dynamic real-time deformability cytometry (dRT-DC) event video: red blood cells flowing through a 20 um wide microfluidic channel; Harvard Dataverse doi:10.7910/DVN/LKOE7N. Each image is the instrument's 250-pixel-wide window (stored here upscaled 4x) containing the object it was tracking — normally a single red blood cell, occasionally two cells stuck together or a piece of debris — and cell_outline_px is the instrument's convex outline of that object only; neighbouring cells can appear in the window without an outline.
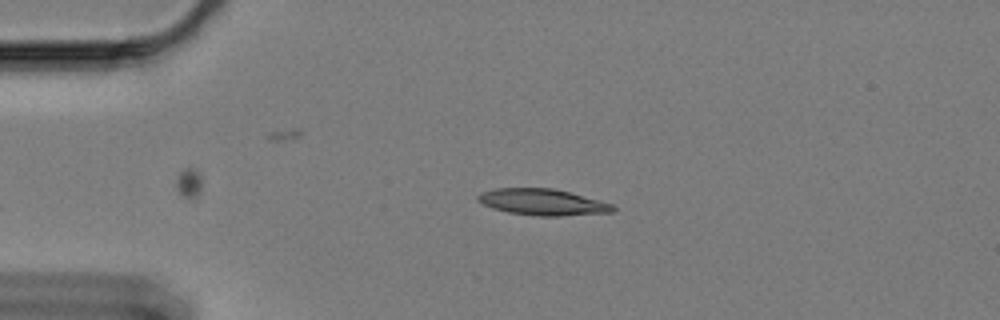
{"species": "Egyptian fruit bat (a non-hibernating species)", "species_latin": "Rousettus aegyptiacus", "temperature_condition": "cold", "stored_images_in_passage": 20, "camera_frame_rate_fps": 3000, "um_per_image_px": 0.085, "animal": {"sex": "female"}, "frame": {"image": 1, "passage_image": 1, "time_ms": 0.0, "image_size_px": [1000, 320], "cell_outline_px": [[616, 208], [612, 212], [560, 216], [536, 216], [508, 212], [492, 208], [476, 200], [476, 196], [484, 192], [496, 188], [552, 188], [600, 200], [612, 204]], "centroid_in_image_um": [46.11, 17.18], "position_along_channel_um": 38.9, "area_um2": 20.58}}
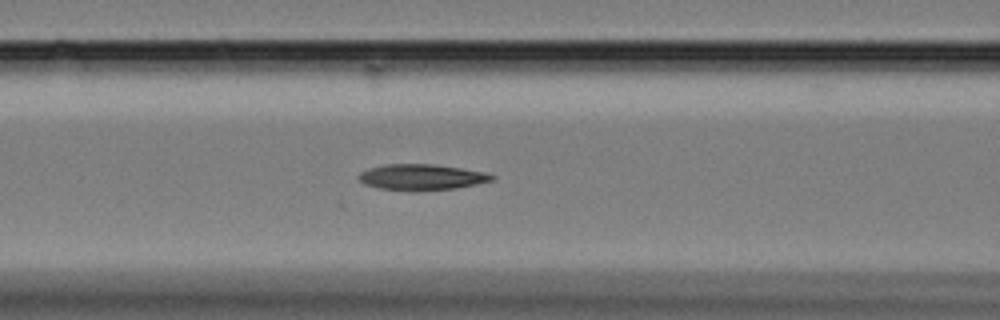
{"frame": {"image": 2, "passage_image": 12, "time_ms": 3.667, "image_size_px": [1000, 320], "cell_outline_px": [[496, 176], [492, 180], [476, 184], [456, 188], [420, 192], [416, 192], [380, 188], [364, 184], [356, 176], [360, 172], [384, 164], [436, 164], [484, 172]], "centroid_in_image_um": [35.82, 15.07], "position_along_channel_um": 130.8, "area_um2": 20.23}}
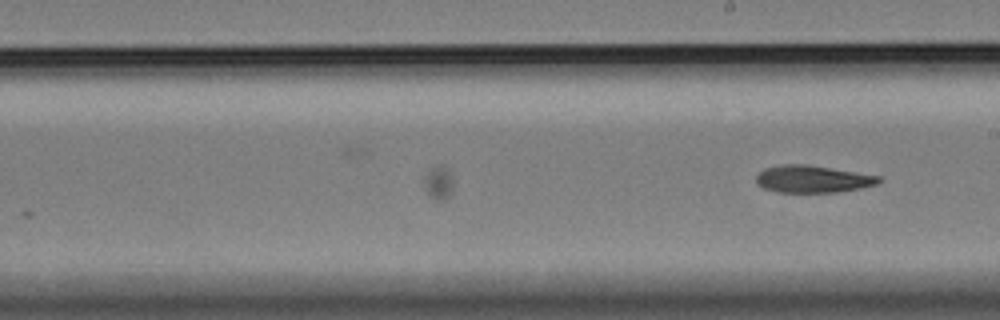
{"frame": {"image": 3, "passage_image": 20, "time_ms": 6.333, "image_size_px": [1000, 320], "cell_outline_px": [[884, 180], [876, 184], [860, 188], [840, 192], [776, 192], [764, 188], [756, 184], [756, 176], [764, 168], [784, 164], [804, 164], [880, 176]], "centroid_in_image_um": [69.06, 15.22], "position_along_channel_um": 219.9, "area_um2": 19.36}}